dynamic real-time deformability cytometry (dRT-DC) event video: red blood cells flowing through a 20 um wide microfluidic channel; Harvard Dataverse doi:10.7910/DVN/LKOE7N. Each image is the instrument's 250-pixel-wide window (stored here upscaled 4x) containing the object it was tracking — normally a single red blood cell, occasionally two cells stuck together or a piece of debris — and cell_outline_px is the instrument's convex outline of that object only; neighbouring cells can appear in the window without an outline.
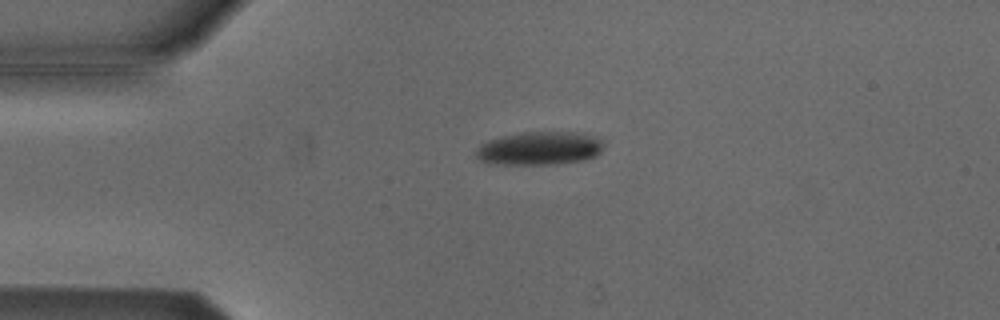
{"species": "Egyptian fruit bat (a non-hibernating species)", "species_latin": "Rousettus aegyptiacus", "temperature_condition": "cold", "stored_images_in_passage": 3, "camera_frame_rate_fps": 3000, "um_per_image_px": 0.085, "animal": {"sex": "male"}, "frame": {"image": 1, "passage_image": 1, "time_ms": 0.0, "image_size_px": [1000, 320], "cell_outline_px": [[604, 144], [600, 152], [596, 156], [584, 160], [556, 164], [504, 164], [480, 160], [476, 156], [476, 148], [480, 144], [488, 140], [504, 136], [524, 132], [572, 132], [600, 140]], "centroid_in_image_um": [45.83, 12.62], "position_along_channel_um": 39.2, "area_um2": 24.33}}
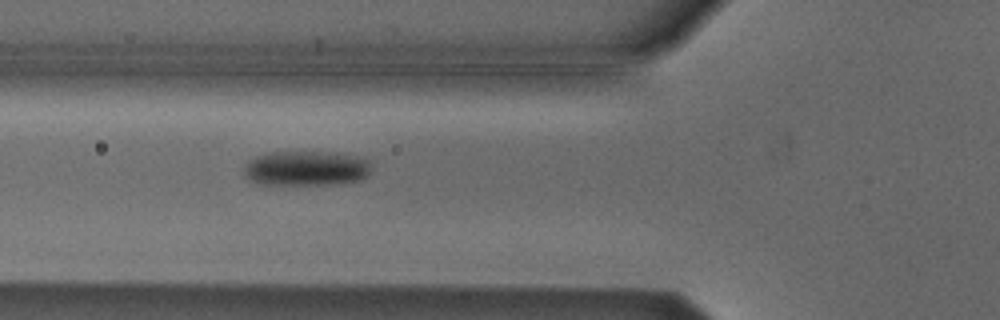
{"frame": {"image": 2, "passage_image": 3, "time_ms": 0.667, "image_size_px": [1000, 320], "cell_outline_px": [[372, 168], [368, 176], [360, 180], [340, 184], [260, 184], [252, 180], [244, 172], [244, 168], [248, 160], [256, 156], [268, 152], [332, 152], [352, 156], [368, 160]], "centroid_in_image_um": [26.05, 14.31], "position_along_channel_um": 99.8, "area_um2": 25.84}}